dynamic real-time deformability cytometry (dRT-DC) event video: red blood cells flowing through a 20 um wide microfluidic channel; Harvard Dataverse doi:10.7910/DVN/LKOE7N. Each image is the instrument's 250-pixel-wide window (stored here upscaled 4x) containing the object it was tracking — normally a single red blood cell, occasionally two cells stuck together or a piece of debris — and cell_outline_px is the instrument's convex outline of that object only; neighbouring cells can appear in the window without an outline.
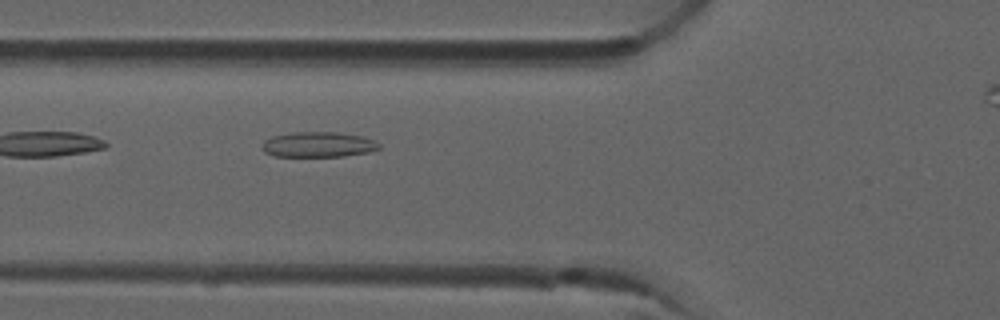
{"species": "common noctule bat (a hibernating species)", "species_latin": "Nyctalus noctula", "temperature_condition": "room temperature", "stored_images_in_passage": 6, "segment_of_instrument_passage": [1, 2], "camera_frame_rate_fps": 3000, "um_per_image_px": 0.085, "animal": {"sex": "male", "forearm_length_mm": 52.5}, "frame": {"image": 1, "passage_image": 5, "time_ms": 1.333, "image_size_px": [1000, 320], "cell_outline_px": [[380, 148], [368, 152], [344, 156], [276, 156], [264, 152], [260, 148], [260, 144], [264, 140], [272, 136], [292, 132], [336, 132], [364, 136], [380, 144]], "centroid_in_image_um": [27.01, 12.28], "position_along_channel_um": 98.8, "area_um2": 17.34}}